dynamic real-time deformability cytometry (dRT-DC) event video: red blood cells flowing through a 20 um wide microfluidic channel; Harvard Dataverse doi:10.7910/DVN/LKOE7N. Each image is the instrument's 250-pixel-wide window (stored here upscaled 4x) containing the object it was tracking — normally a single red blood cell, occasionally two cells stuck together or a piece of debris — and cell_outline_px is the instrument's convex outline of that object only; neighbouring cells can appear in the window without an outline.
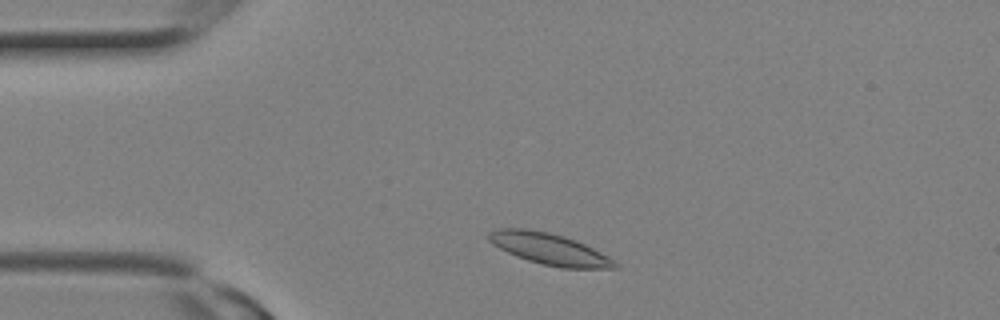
{"species": "Egyptian fruit bat (a non-hibernating species)", "species_latin": "Rousettus aegyptiacus", "temperature_condition": "room temperature", "stored_images_in_passage": 7, "camera_frame_rate_fps": 3000, "um_per_image_px": 0.085, "animal": {"sex": "female"}, "frame": {"image": 1, "passage_image": 2, "time_ms": 0.333, "image_size_px": [1000, 320], "cell_outline_px": [[620, 268], [560, 268], [528, 260], [516, 256], [492, 244], [488, 240], [488, 232], [496, 228], [524, 228], [548, 232], [564, 236], [576, 240], [608, 256], [620, 264]], "centroid_in_image_um": [46.7, 21.16], "position_along_channel_um": 38.3, "area_um2": 23.06}}
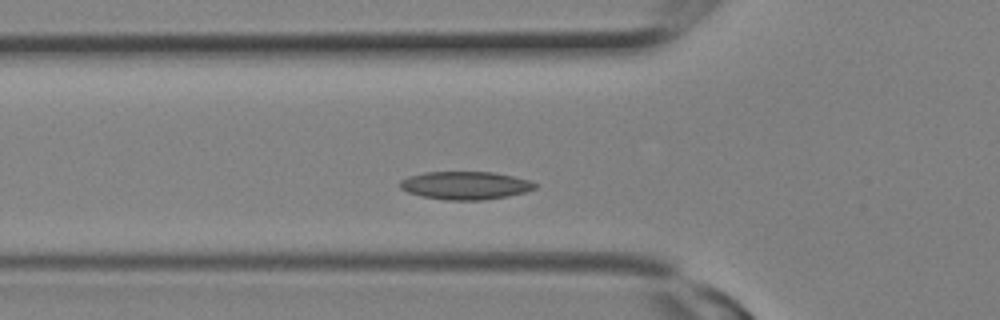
{"frame": {"image": 2, "passage_image": 5, "time_ms": 1.333, "image_size_px": [1000, 320], "cell_outline_px": [[536, 188], [524, 192], [508, 196], [484, 200], [444, 200], [420, 196], [408, 192], [400, 188], [400, 180], [408, 176], [424, 172], [492, 172], [532, 180], [536, 184]], "centroid_in_image_um": [39.54, 15.76], "position_along_channel_um": 86.3, "area_um2": 22.14}}
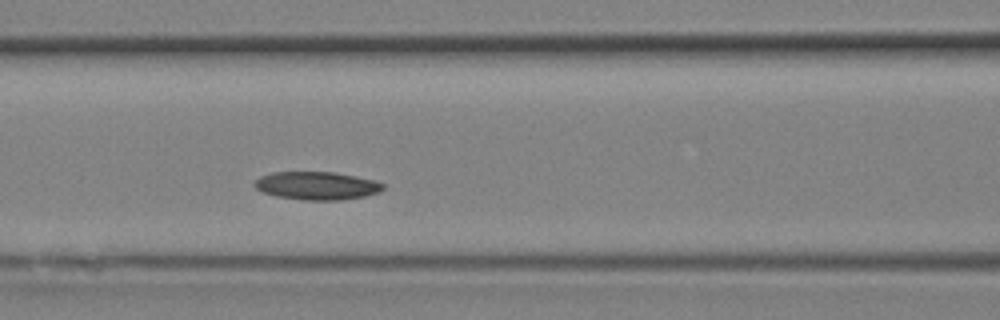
{"frame": {"image": 3, "passage_image": 7, "time_ms": 2.0, "image_size_px": [1000, 320], "cell_outline_px": [[384, 188], [380, 192], [364, 196], [340, 200], [304, 200], [276, 196], [260, 192], [252, 184], [260, 176], [272, 172], [332, 172], [356, 176], [372, 180], [384, 184]], "centroid_in_image_um": [26.89, 15.78], "position_along_channel_um": 139.7, "area_um2": 21.04}}